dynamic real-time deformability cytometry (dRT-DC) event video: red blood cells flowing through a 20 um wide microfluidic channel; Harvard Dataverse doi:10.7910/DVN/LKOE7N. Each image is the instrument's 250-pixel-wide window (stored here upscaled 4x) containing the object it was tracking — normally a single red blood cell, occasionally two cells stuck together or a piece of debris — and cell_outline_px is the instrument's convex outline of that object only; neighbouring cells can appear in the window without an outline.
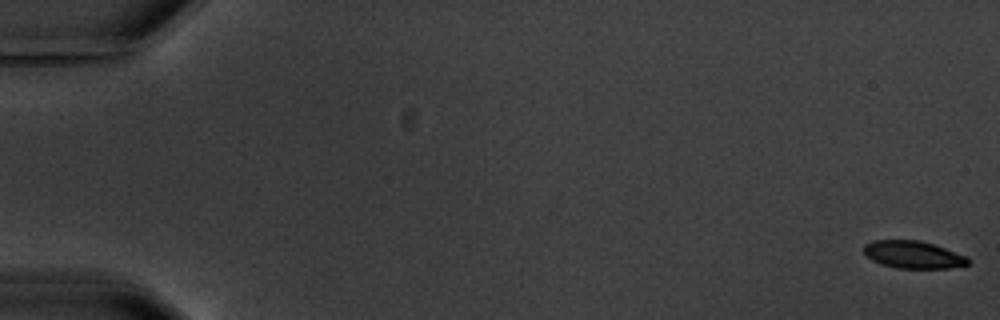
{"species": "common noctule bat (a hibernating species)", "species_latin": "Nyctalus noctula", "temperature_condition": "warm", "stored_images_in_passage": 6, "camera_frame_rate_fps": 3000, "um_per_image_px": 0.085, "animal": {"sex": "male", "body_mass_g": 20.1, "forearm_length_mm": 53.5}, "frame": {"image": 1, "passage_image": 1, "time_ms": 0.0, "image_size_px": [1000, 320], "cell_outline_px": [[972, 260], [968, 264], [948, 268], [896, 268], [872, 260], [864, 252], [864, 244], [872, 240], [920, 240], [968, 256]], "centroid_in_image_um": [77.64, 21.64], "position_along_channel_um": 7.4, "area_um2": 16.59}}